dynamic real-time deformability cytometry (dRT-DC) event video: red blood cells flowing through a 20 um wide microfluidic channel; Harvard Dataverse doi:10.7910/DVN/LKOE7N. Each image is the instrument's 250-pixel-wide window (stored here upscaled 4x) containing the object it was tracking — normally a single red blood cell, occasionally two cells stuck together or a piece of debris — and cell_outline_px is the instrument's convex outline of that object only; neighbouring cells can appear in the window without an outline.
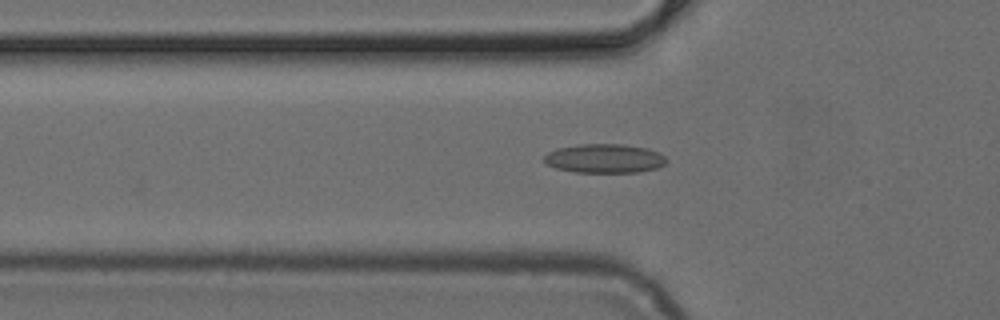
{"species": "common noctule bat (a hibernating species)", "species_latin": "Nyctalus noctula", "temperature_condition": "cold", "stored_images_in_passage": 28, "camera_frame_rate_fps": 3000, "um_per_image_px": 0.085, "animal": {"sex": "female", "body_mass_g": 24.6, "forearm_length_mm": 56.2}, "frame": {"image": 1, "passage_image": 2, "time_ms": 0.333, "image_size_px": [1000, 320], "cell_outline_px": [[668, 160], [660, 168], [640, 172], [576, 172], [556, 168], [548, 164], [544, 160], [544, 156], [548, 152], [556, 148], [580, 144], [624, 144], [648, 148], [660, 152]], "centroid_in_image_um": [51.43, 13.46], "position_along_channel_um": 74.4, "area_um2": 20.87}}
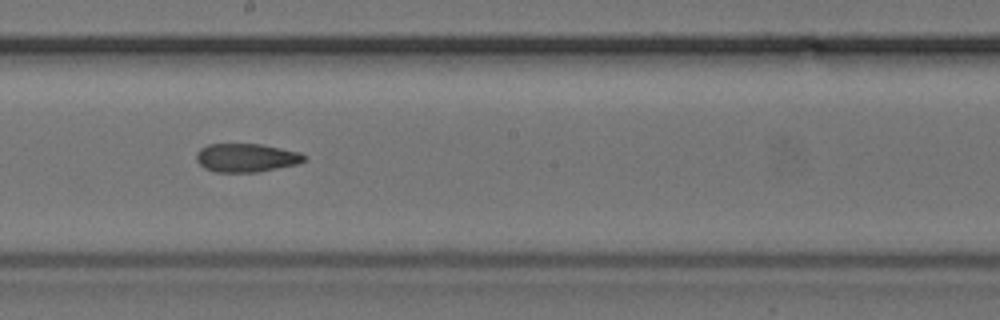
{"frame": {"image": 2, "passage_image": 13, "time_ms": 4.0, "image_size_px": [1000, 320], "cell_outline_px": [[308, 156], [304, 160], [296, 164], [256, 172], [216, 172], [204, 168], [196, 160], [196, 152], [200, 148], [208, 144], [260, 144], [300, 152]], "centroid_in_image_um": [20.9, 13.4], "position_along_channel_um": 227.3, "area_um2": 17.86}}
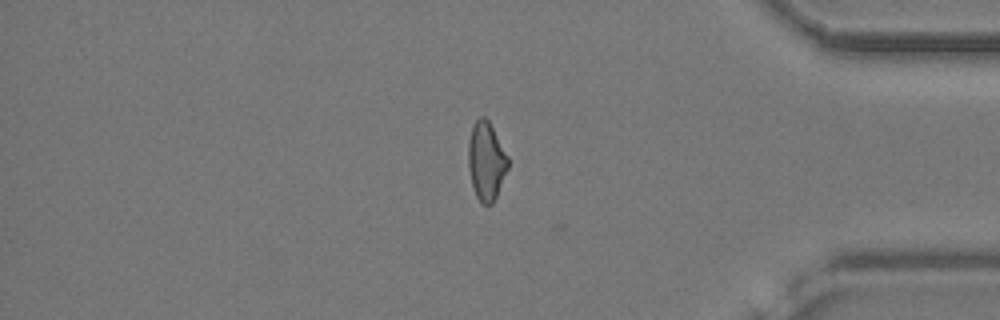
{"frame": {"image": 3, "passage_image": 27, "time_ms": 8.667, "image_size_px": [1000, 320], "cell_outline_px": [[508, 168], [496, 196], [492, 204], [480, 204], [476, 196], [472, 184], [468, 168], [468, 144], [472, 124], [480, 116], [484, 116], [488, 120], [508, 156]], "centroid_in_image_um": [41.31, 13.69], "position_along_channel_um": 393.9, "area_um2": 18.09}}